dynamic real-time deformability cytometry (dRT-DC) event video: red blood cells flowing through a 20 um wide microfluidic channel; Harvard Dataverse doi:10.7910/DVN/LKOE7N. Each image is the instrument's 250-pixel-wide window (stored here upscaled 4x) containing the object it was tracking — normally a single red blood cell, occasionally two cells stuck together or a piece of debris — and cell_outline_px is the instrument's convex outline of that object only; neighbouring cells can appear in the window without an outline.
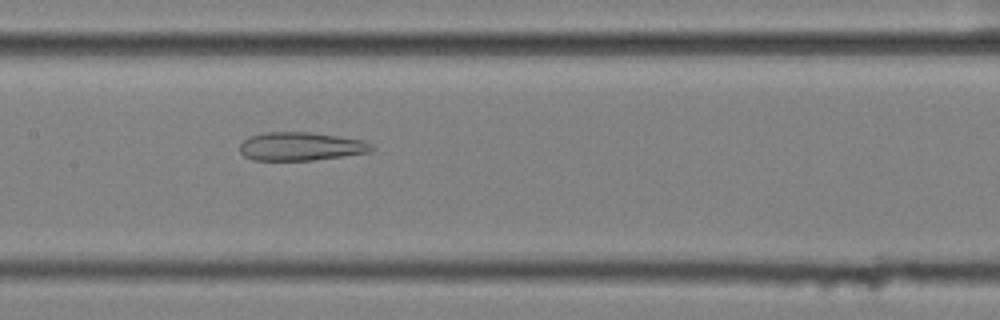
{"species": "common noctule bat (a hibernating species)", "species_latin": "Nyctalus noctula", "temperature_condition": "cold", "stored_images_in_passage": 58, "camera_frame_rate_fps": 3000, "um_per_image_px": 0.085, "animal": {"sex": "female", "body_mass_g": 25.1}, "frame": {"image": 1, "passage_image": 29, "time_ms": 9.333, "image_size_px": [1000, 320], "cell_outline_px": [[376, 148], [372, 152], [344, 156], [312, 160], [252, 160], [244, 156], [240, 152], [240, 144], [244, 140], [252, 136], [264, 132], [312, 132], [364, 140], [372, 144]], "centroid_in_image_um": [25.62, 12.44], "position_along_channel_um": 181.8, "area_um2": 21.96}}
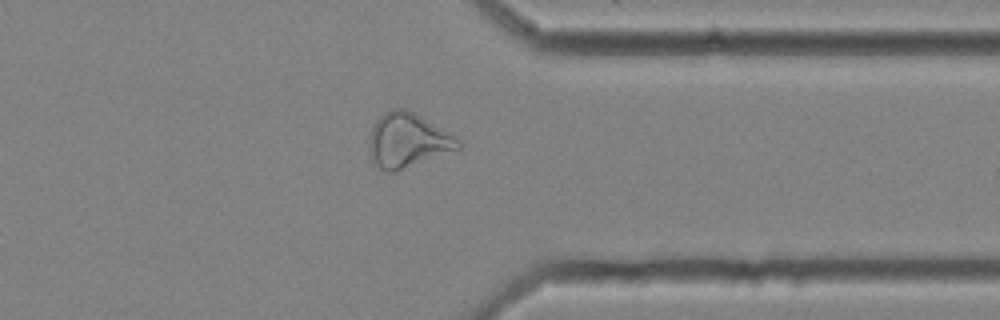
{"frame": {"image": 2, "passage_image": 46, "time_ms": 15.0, "image_size_px": [1000, 320], "cell_outline_px": [[460, 148], [396, 172], [388, 172], [380, 168], [372, 160], [368, 148], [368, 140], [372, 128], [376, 120], [384, 112], [392, 108], [404, 108], [420, 116], [460, 140]], "centroid_in_image_um": [34.59, 11.94], "position_along_channel_um": 376.8, "area_um2": 27.86}}
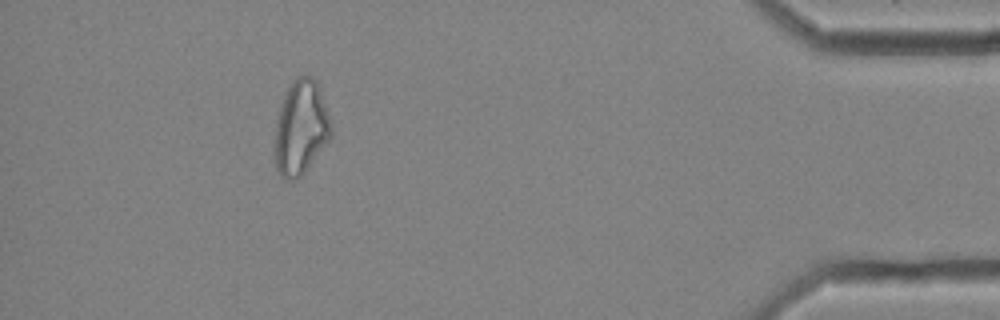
{"frame": {"image": 3, "passage_image": 53, "time_ms": 17.333, "image_size_px": [1000, 320], "cell_outline_px": [[332, 136], [304, 172], [296, 180], [284, 180], [280, 176], [276, 168], [276, 120], [284, 96], [288, 88], [296, 76], [312, 76], [316, 80], [320, 88], [332, 124]], "centroid_in_image_um": [25.6, 10.85], "position_along_channel_um": 409.6, "area_um2": 30.75}, "authors_computed_cell_mechanics": {"area_um2": 29.4202, "velocity_mm_per_s": 3.4975, "shape_relaxation_time_tau1_ms": null, "shape_relaxation_time_tau2_ms": 4.1763, "deformation_change_tau1": null, "deformation_change_tau2": 0.146}}